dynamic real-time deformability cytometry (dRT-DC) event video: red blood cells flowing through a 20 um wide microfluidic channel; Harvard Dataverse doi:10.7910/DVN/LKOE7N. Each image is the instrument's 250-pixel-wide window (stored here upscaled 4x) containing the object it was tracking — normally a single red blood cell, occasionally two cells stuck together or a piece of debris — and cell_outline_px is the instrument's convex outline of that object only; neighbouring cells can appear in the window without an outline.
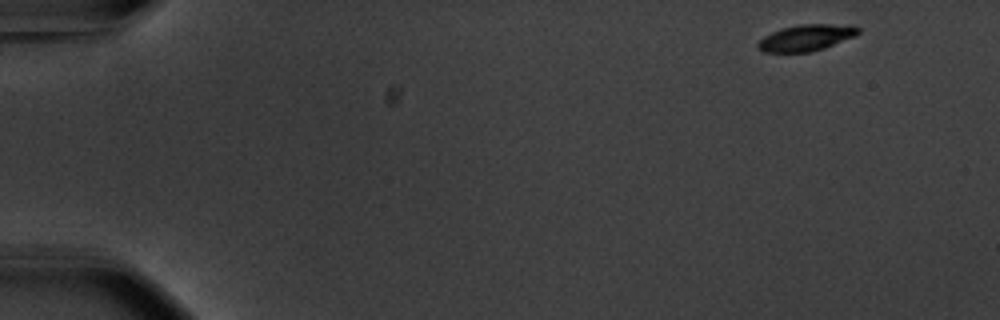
{"species": "common noctule bat (a hibernating species)", "species_latin": "Nyctalus noctula", "temperature_condition": "warm", "stored_images_in_passage": 12, "camera_frame_rate_fps": 3000, "um_per_image_px": 0.085, "animal": {"sex": "male", "body_mass_g": 20.1, "forearm_length_mm": 53.5}, "frame": {"image": 1, "passage_image": 1, "time_ms": 0.0, "image_size_px": [1000, 320], "cell_outline_px": [[860, 32], [856, 36], [824, 48], [812, 52], [764, 52], [756, 48], [756, 44], [764, 36], [772, 32], [784, 28], [800, 24], [852, 24], [860, 28]], "centroid_in_image_um": [68.56, 3.2], "position_along_channel_um": 16.4, "area_um2": 15.55}}